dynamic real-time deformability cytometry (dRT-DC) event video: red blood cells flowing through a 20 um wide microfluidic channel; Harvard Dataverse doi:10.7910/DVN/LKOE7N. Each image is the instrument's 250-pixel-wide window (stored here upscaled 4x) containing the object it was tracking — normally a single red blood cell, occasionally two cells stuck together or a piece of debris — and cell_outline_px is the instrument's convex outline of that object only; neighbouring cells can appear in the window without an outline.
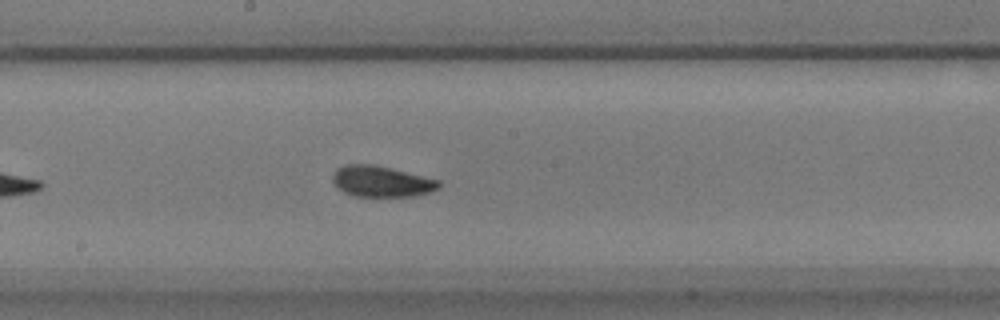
{"species": "common noctule bat (a hibernating species)", "species_latin": "Nyctalus noctula", "temperature_condition": "warm", "stored_images_in_passage": 30, "camera_frame_rate_fps": 3000, "um_per_image_px": 0.085, "animal": {"sex": "male", "body_mass_g": 17.9}, "frame": {"image": 1, "passage_image": 17, "time_ms": 5.333, "image_size_px": [1000, 320], "cell_outline_px": [[440, 188], [428, 192], [412, 196], [356, 196], [344, 192], [332, 180], [332, 176], [336, 168], [344, 164], [372, 164], [392, 168], [440, 180]], "centroid_in_image_um": [32.42, 15.4], "position_along_channel_um": 215.8, "area_um2": 19.07}}
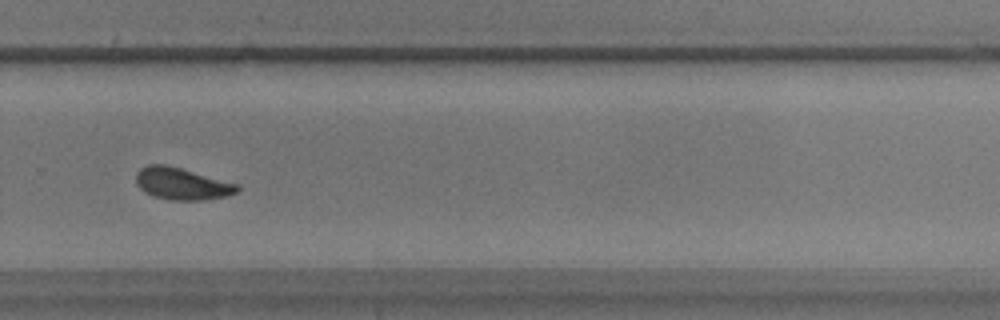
{"frame": {"image": 2, "passage_image": 25, "time_ms": 8.0, "image_size_px": [1000, 320], "cell_outline_px": [[240, 188], [236, 192], [228, 196], [204, 200], [172, 200], [152, 196], [144, 192], [136, 184], [136, 172], [140, 168], [148, 164], [164, 164], [180, 168], [236, 184]], "centroid_in_image_um": [15.4, 15.62], "position_along_channel_um": 314.4, "area_um2": 18.73}, "authors_computed_cell_mechanics": {"area_um2": 18.9006, "velocity_mm_per_s": 3.7009, "shape_relaxation_time_tau1_ms": 1.8847, "shape_relaxation_time_tau2_ms": 1.5325, "deformation_change_tau1": 0.1148, "deformation_change_tau2": 0.0804}}